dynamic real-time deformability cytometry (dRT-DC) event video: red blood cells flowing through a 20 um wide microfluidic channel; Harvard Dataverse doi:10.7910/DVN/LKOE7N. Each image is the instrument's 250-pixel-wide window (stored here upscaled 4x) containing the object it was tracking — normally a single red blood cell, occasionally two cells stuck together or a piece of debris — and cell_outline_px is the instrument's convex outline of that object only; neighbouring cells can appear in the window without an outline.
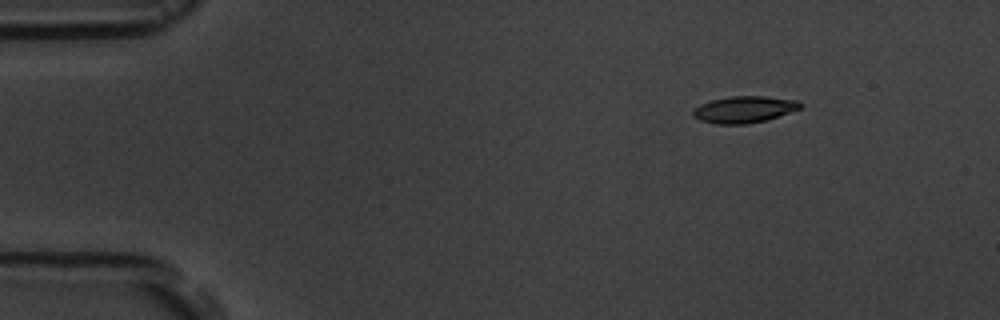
{"species": "common noctule bat (a hibernating species)", "species_latin": "Nyctalus noctula", "temperature_condition": "room temperature", "stored_images_in_passage": 7, "camera_frame_rate_fps": 3000, "um_per_image_px": 0.085, "animal": {"sex": "male", "body_mass_g": 19.5, "forearm_length_mm": 54.6}, "frame": {"image": 1, "passage_image": 3, "time_ms": 2.333, "image_size_px": [1000, 320], "cell_outline_px": [[804, 108], [768, 120], [748, 124], [716, 124], [700, 120], [692, 116], [692, 112], [700, 104], [712, 100], [728, 96], [764, 96], [796, 100], [804, 104]], "centroid_in_image_um": [63.31, 9.31], "position_along_channel_um": 21.7, "area_um2": 16.94}}
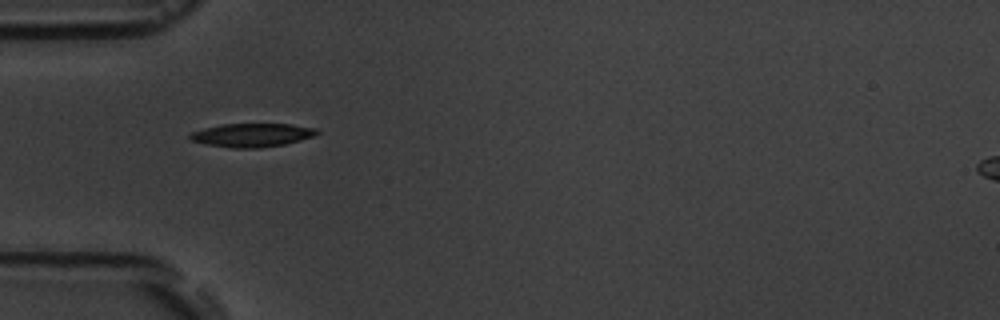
{"frame": {"image": 2, "passage_image": 6, "time_ms": 5.667, "image_size_px": [1000, 320], "cell_outline_px": [[320, 132], [316, 136], [284, 144], [260, 148], [232, 148], [204, 144], [192, 140], [188, 136], [192, 132], [204, 128], [224, 124], [292, 124], [316, 128]], "centroid_in_image_um": [21.45, 11.48], "position_along_channel_um": 63.5, "area_um2": 17.46}}
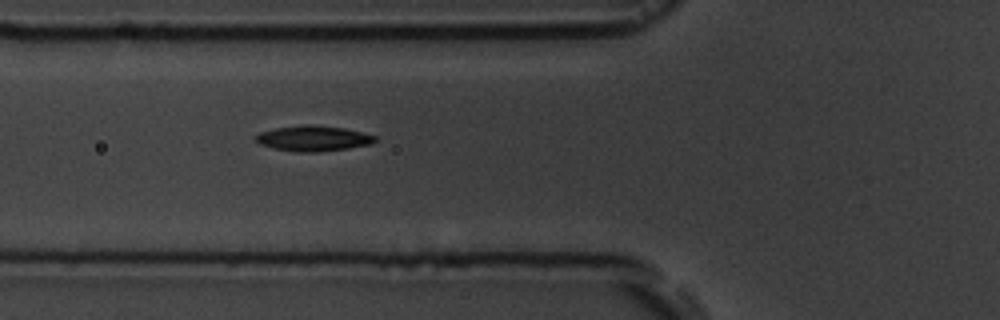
{"frame": {"image": 3, "passage_image": 7, "time_ms": 6.667, "image_size_px": [1000, 320], "cell_outline_px": [[376, 140], [368, 144], [348, 148], [316, 152], [296, 152], [276, 148], [260, 144], [252, 140], [252, 136], [260, 132], [276, 128], [304, 124], [308, 124], [344, 128], [376, 136]], "centroid_in_image_um": [26.55, 11.76], "position_along_channel_um": 99.3, "area_um2": 17.57}}